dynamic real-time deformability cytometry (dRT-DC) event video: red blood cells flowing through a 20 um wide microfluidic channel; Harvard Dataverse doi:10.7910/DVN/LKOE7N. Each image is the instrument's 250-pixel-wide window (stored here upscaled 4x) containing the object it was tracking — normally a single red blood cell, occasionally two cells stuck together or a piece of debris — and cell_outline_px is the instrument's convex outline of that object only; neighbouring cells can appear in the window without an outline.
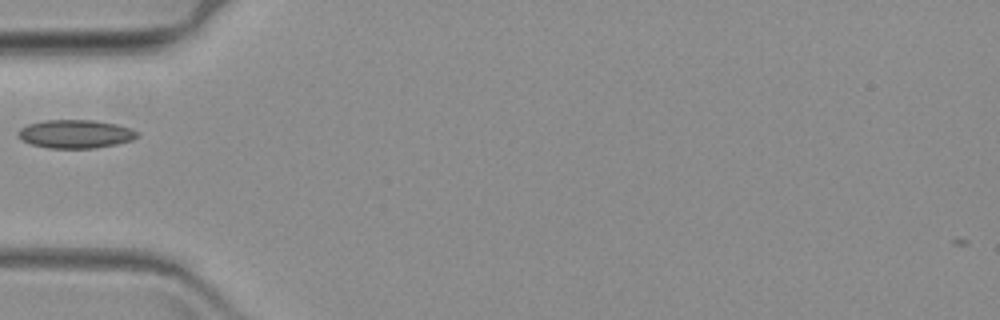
{"species": "common noctule bat (a hibernating species)", "species_latin": "Nyctalus noctula", "temperature_condition": "warm", "stored_images_in_passage": 43, "camera_frame_rate_fps": 3000, "um_per_image_px": 0.085, "animal": {"sex": "female", "body_mass_g": 19.3, "forearm_length_mm": 54.1}, "frame": {"image": 1, "passage_image": 1, "time_ms": 0.0, "image_size_px": [1000, 320], "cell_outline_px": [[140, 136], [132, 140], [116, 144], [92, 148], [48, 148], [32, 144], [16, 136], [16, 132], [20, 128], [28, 124], [44, 120], [96, 120], [116, 124], [132, 128], [140, 132]], "centroid_in_image_um": [6.44, 11.38], "position_along_channel_um": 78.6, "area_um2": 19.88}}
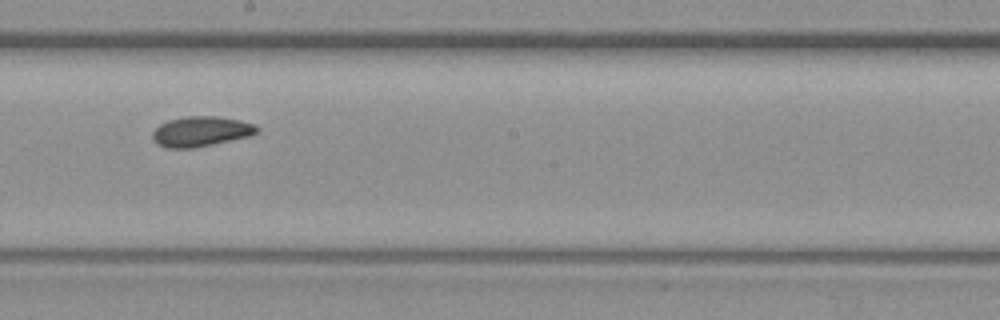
{"frame": {"image": 2, "passage_image": 15, "time_ms": 4.667, "image_size_px": [1000, 320], "cell_outline_px": [[260, 128], [256, 132], [248, 136], [212, 144], [192, 148], [168, 148], [156, 144], [152, 140], [152, 132], [160, 124], [168, 120], [188, 116], [216, 116], [240, 120], [256, 124]], "centroid_in_image_um": [17.05, 11.17], "position_along_channel_um": 231.1, "area_um2": 18.26}}
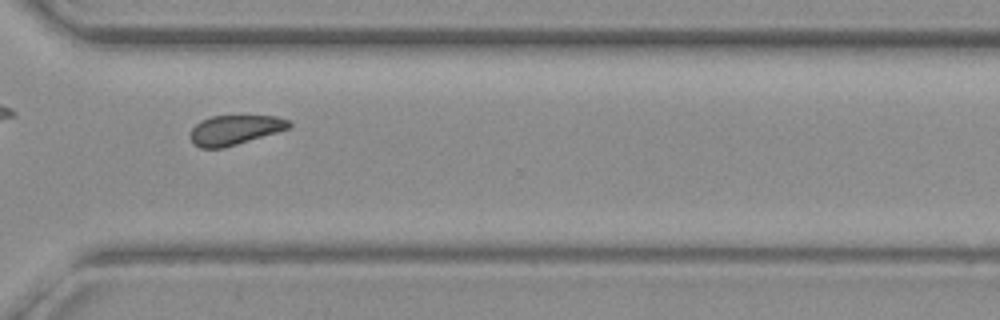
{"frame": {"image": 3, "passage_image": 26, "time_ms": 8.333, "image_size_px": [1000, 320], "cell_outline_px": [[292, 124], [288, 128], [276, 132], [224, 148], [200, 148], [192, 144], [192, 128], [200, 120], [212, 116], [276, 116], [288, 120]], "centroid_in_image_um": [19.94, 11.04], "position_along_channel_um": 350.7, "area_um2": 16.82}}